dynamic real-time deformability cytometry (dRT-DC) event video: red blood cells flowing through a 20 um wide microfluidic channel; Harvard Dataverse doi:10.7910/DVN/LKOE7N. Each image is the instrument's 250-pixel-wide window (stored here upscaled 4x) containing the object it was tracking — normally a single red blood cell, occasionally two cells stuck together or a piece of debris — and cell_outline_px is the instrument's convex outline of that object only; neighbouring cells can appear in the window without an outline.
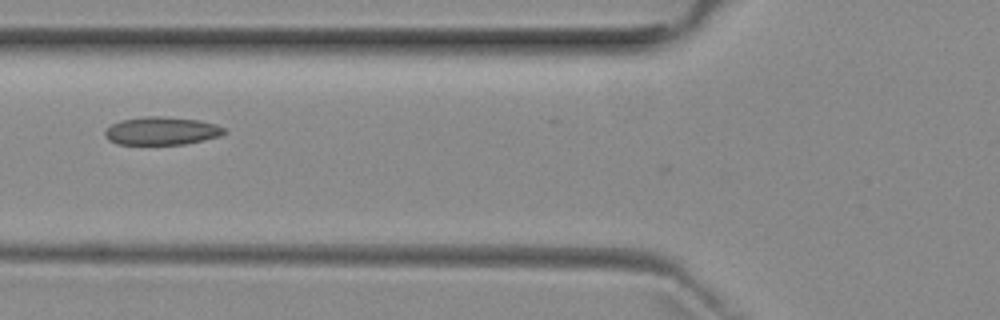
{"species": "common noctule bat (a hibernating species)", "species_latin": "Nyctalus noctula", "temperature_condition": "room temperature", "stored_images_in_passage": 6, "camera_frame_rate_fps": 3000, "um_per_image_px": 0.085, "animal": {"sex": "female", "body_mass_g": 29.2, "forearm_length_mm": 56.3}, "frame": {"image": 1, "passage_image": 5, "time_ms": 7.0, "image_size_px": [1000, 320], "cell_outline_px": [[228, 132], [220, 136], [184, 144], [116, 144], [108, 140], [104, 136], [104, 132], [112, 124], [120, 120], [144, 116], [164, 116], [200, 120], [216, 124], [224, 128]], "centroid_in_image_um": [13.74, 11.12], "position_along_channel_um": 112.1, "area_um2": 19.59}}
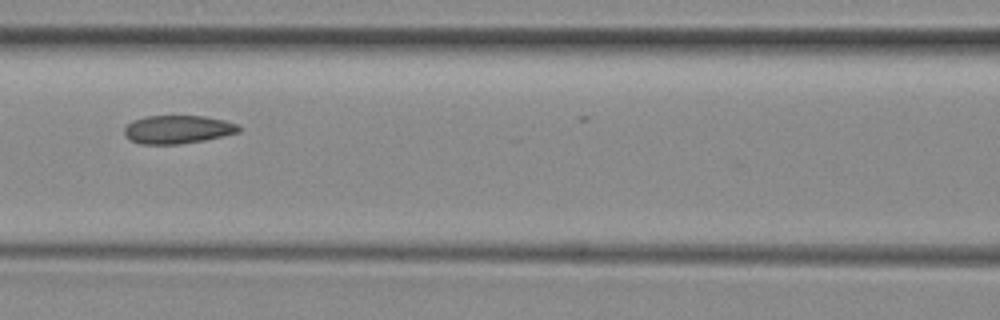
{"frame": {"image": 2, "passage_image": 6, "time_ms": 8.0, "image_size_px": [1000, 320], "cell_outline_px": [[240, 132], [204, 140], [180, 144], [140, 144], [124, 136], [124, 128], [132, 120], [144, 116], [204, 116], [224, 120], [236, 124], [240, 128]], "centroid_in_image_um": [15.07, 11.0], "position_along_channel_um": 151.5, "area_um2": 18.84}}